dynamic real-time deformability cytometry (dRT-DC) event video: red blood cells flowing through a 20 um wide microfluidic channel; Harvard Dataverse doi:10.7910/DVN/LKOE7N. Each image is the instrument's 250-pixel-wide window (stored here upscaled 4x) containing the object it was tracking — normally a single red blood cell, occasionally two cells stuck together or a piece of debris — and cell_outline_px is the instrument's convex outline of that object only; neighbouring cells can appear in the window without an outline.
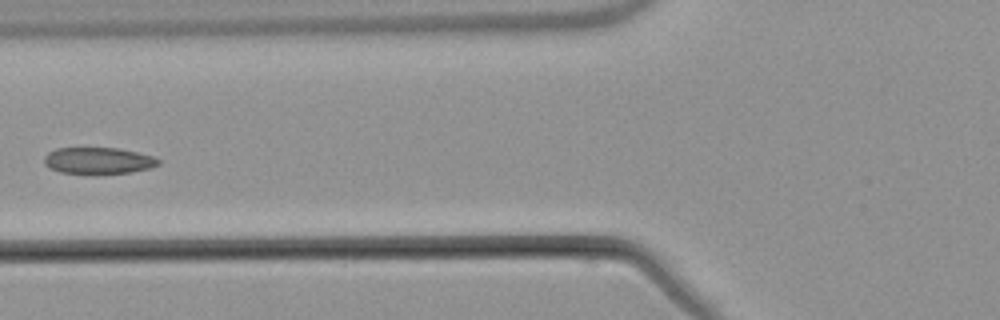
{"species": "common noctule bat (a hibernating species)", "species_latin": "Nyctalus noctula", "temperature_condition": "warm", "stored_images_in_passage": 7, "camera_frame_rate_fps": 3000, "um_per_image_px": 0.085, "animal": {"sex": "male", "body_mass_g": 21.5, "forearm_length_mm": 52.0}, "frame": {"image": 1, "passage_image": 7, "time_ms": 7.667, "image_size_px": [1000, 320], "cell_outline_px": [[160, 164], [152, 168], [132, 172], [96, 176], [60, 172], [48, 168], [44, 164], [44, 156], [48, 152], [56, 148], [120, 148], [152, 156], [160, 160]], "centroid_in_image_um": [8.34, 13.69], "position_along_channel_um": 117.5, "area_um2": 18.38}}